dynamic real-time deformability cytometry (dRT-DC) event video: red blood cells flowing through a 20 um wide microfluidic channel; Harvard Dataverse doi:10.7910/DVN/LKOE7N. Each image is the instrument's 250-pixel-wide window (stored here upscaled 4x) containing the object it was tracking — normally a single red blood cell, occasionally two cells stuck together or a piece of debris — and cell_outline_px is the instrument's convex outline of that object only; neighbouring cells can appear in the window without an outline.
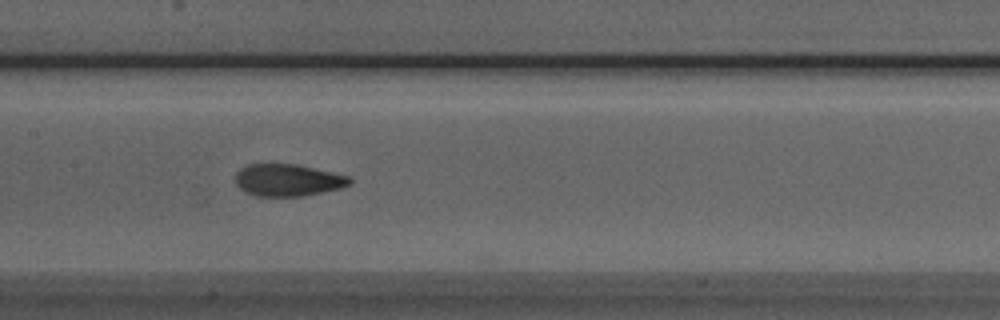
{"species": "Egyptian fruit bat (a non-hibernating species)", "species_latin": "Rousettus aegyptiacus", "temperature_condition": "room temperature", "stored_images_in_passage": 41, "camera_frame_rate_fps": 3000, "um_per_image_px": 0.085, "animal": {"sex": "male"}, "frame": {"image": 1, "passage_image": 14, "time_ms": 4.333, "image_size_px": [1000, 320], "cell_outline_px": [[352, 184], [340, 188], [304, 196], [256, 196], [244, 192], [236, 184], [236, 172], [240, 168], [248, 164], [296, 164], [348, 176], [352, 180]], "centroid_in_image_um": [24.44, 15.31], "position_along_channel_um": 183.0, "area_um2": 21.33}}
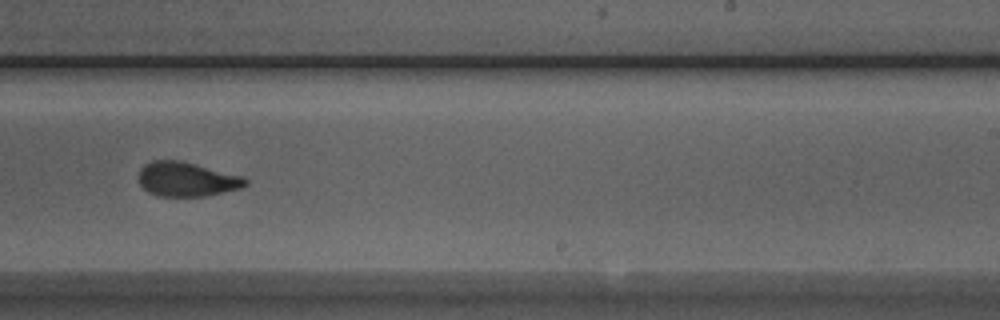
{"frame": {"image": 2, "passage_image": 21, "time_ms": 6.667, "image_size_px": [1000, 320], "cell_outline_px": [[248, 184], [240, 188], [204, 196], [160, 196], [148, 192], [140, 184], [136, 176], [140, 168], [144, 164], [152, 160], [180, 160], [244, 176], [248, 180]], "centroid_in_image_um": [15.84, 15.22], "position_along_channel_um": 273.2, "area_um2": 21.56}}
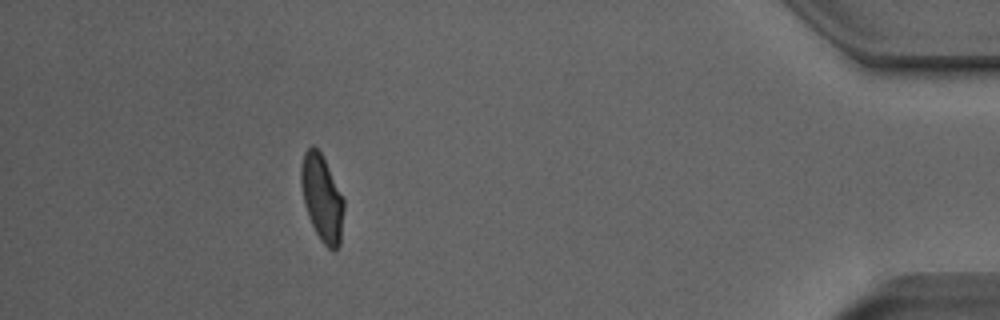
{"frame": {"image": 3, "passage_image": 36, "time_ms": 11.667, "image_size_px": [1000, 320], "cell_outline_px": [[344, 208], [340, 244], [336, 252], [332, 252], [320, 240], [308, 216], [304, 204], [300, 184], [300, 168], [304, 152], [312, 144], [320, 152], [344, 200]], "centroid_in_image_um": [27.35, 16.87], "position_along_channel_um": 407.8, "area_um2": 21.5}}